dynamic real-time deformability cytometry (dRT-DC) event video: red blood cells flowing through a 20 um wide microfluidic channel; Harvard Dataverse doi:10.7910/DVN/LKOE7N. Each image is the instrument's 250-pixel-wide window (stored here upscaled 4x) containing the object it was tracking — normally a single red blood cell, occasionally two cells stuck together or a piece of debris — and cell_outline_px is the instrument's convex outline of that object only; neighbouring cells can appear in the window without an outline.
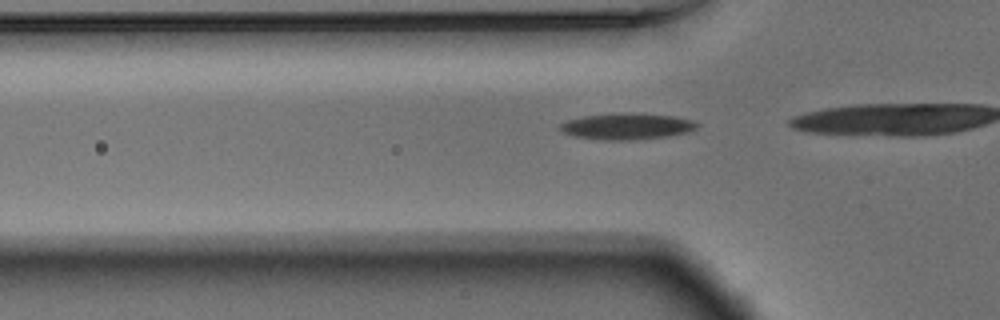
{"species": "Egyptian fruit bat (a non-hibernating species)", "species_latin": "Rousettus aegyptiacus", "temperature_condition": "warm", "stored_images_in_passage": 14, "camera_frame_rate_fps": 3000, "um_per_image_px": 0.085, "animal": {"sex": "male"}, "frame": {"image": 1, "passage_image": 10, "time_ms": 3.0, "image_size_px": [1000, 320], "cell_outline_px": [[700, 124], [696, 128], [688, 132], [664, 136], [632, 140], [600, 140], [572, 136], [564, 132], [560, 128], [560, 124], [568, 120], [584, 116], [620, 112], [632, 112], [672, 116], [692, 120]], "centroid_in_image_um": [53.27, 10.73], "position_along_channel_um": 72.5, "area_um2": 20.98}}